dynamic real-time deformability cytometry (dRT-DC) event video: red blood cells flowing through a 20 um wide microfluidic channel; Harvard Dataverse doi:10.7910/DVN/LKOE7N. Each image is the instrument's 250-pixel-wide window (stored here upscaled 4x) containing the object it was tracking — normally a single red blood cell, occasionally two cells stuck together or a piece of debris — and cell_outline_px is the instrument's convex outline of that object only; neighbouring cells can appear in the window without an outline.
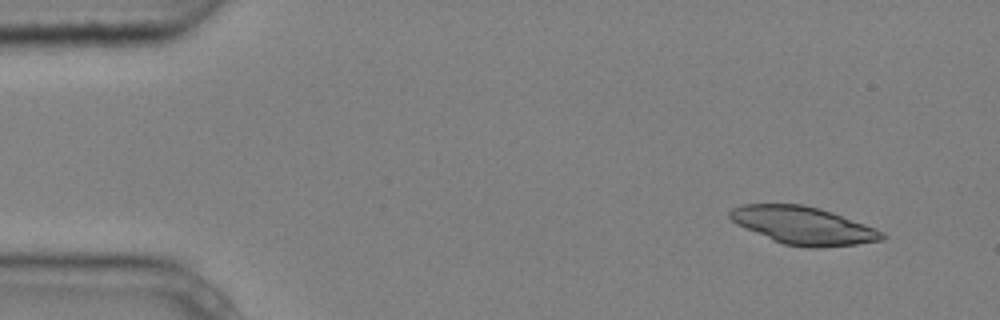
{"species": "common noctule bat (a hibernating species)", "species_latin": "Nyctalus noctula", "temperature_condition": "cold", "stored_images_in_passage": 4, "camera_frame_rate_fps": 3000, "um_per_image_px": 0.085, "animal": {"sex": "male", "body_mass_g": 20.4}, "frame": {"image": 1, "passage_image": 1, "time_ms": 0.0, "image_size_px": [1000, 320], "cell_outline_px": [[888, 236], [884, 240], [856, 244], [816, 248], [804, 248], [784, 244], [772, 240], [736, 224], [728, 216], [728, 212], [732, 208], [744, 204], [804, 204], [820, 208], [832, 212], [876, 228], [884, 232]], "centroid_in_image_um": [68.3, 19.17], "position_along_channel_um": 16.7, "area_um2": 33.64}}